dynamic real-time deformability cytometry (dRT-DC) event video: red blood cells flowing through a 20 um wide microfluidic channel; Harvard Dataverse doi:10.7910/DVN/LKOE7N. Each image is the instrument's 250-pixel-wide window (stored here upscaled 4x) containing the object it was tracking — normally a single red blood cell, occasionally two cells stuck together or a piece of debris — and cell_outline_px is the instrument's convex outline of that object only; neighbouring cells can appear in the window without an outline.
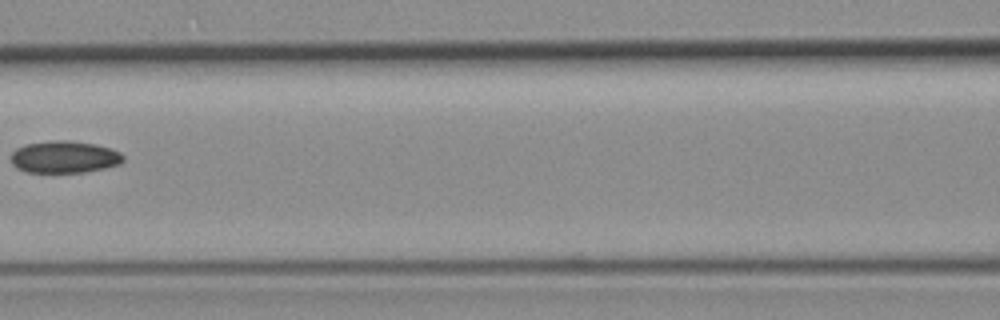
{"species": "common noctule bat (a hibernating species)", "species_latin": "Nyctalus noctula", "temperature_condition": "room temperature", "stored_images_in_passage": 6, "camera_frame_rate_fps": 3000, "um_per_image_px": 0.085, "animal": {"sex": "female", "body_mass_g": 19.3, "forearm_length_mm": 54.1}, "frame": {"image": 1, "passage_image": 6, "time_ms": 6.0, "image_size_px": [1000, 320], "cell_outline_px": [[124, 160], [120, 164], [104, 168], [84, 172], [24, 172], [16, 168], [12, 164], [12, 152], [16, 148], [24, 144], [56, 140], [68, 140], [96, 144], [112, 148], [120, 152], [124, 156]], "centroid_in_image_um": [5.48, 13.34], "position_along_channel_um": 161.1, "area_um2": 21.15}}